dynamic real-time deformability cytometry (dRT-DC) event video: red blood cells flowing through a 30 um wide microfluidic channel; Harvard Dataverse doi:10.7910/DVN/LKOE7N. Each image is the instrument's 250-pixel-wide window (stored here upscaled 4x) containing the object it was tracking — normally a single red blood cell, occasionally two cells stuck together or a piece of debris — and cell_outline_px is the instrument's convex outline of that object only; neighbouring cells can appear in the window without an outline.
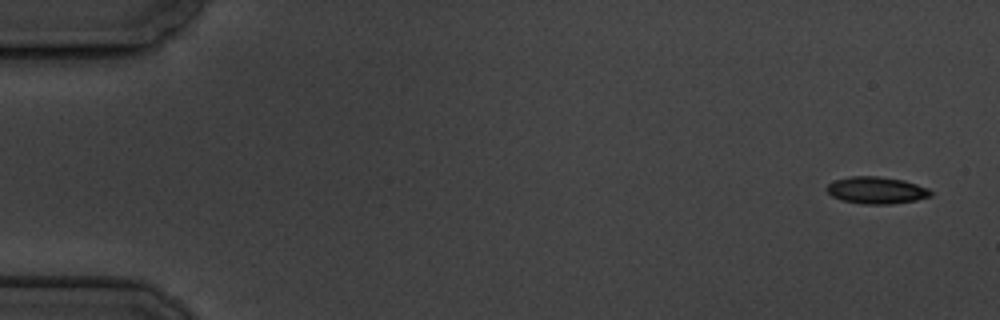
{"species": "common noctule bat (a hibernating species)", "species_latin": "Nyctalus noctula", "temperature_condition": "cold", "stored_images_in_passage": 6, "camera_frame_rate_fps": 3000, "um_per_image_px": 0.085, "animal": {"sex": "male", "body_mass_g": 19.5, "forearm_length_mm": 54.6}, "frame": {"image": 1, "passage_image": 1, "time_ms": 0.0, "image_size_px": [1000, 320], "cell_outline_px": [[932, 196], [916, 200], [892, 204], [864, 204], [840, 200], [832, 196], [824, 188], [828, 184], [836, 180], [852, 176], [880, 176], [904, 180], [928, 188], [932, 192]], "centroid_in_image_um": [74.5, 16.17], "position_along_channel_um": 10.5, "area_um2": 16.42}}
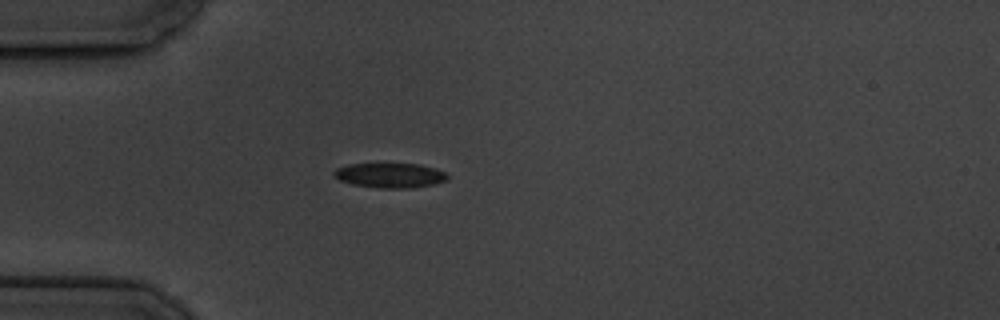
{"frame": {"image": 2, "passage_image": 5, "time_ms": 4.667, "image_size_px": [1000, 320], "cell_outline_px": [[448, 180], [436, 184], [412, 188], [380, 188], [352, 184], [340, 180], [332, 172], [336, 168], [348, 164], [420, 164], [436, 168], [444, 172], [448, 176]], "centroid_in_image_um": [33.19, 14.91], "position_along_channel_um": 51.8, "area_um2": 16.42}}